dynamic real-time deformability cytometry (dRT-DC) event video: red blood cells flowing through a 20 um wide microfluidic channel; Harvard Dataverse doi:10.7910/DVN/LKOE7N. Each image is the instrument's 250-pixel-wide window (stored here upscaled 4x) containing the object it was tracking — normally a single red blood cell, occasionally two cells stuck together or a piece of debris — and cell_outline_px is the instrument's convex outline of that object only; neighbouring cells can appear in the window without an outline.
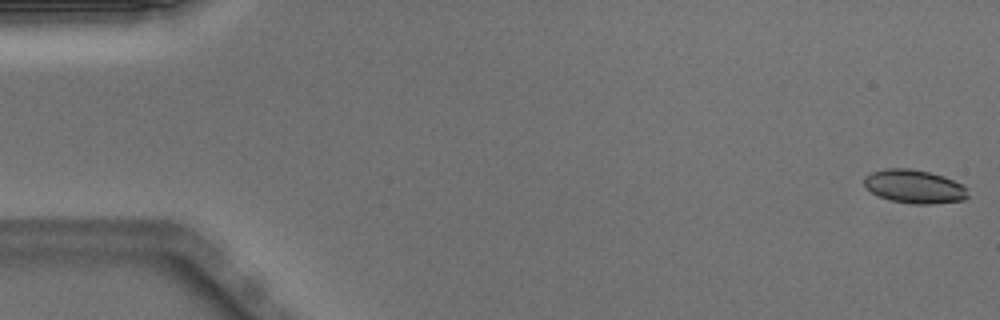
{"species": "Egyptian fruit bat (a non-hibernating species)", "species_latin": "Rousettus aegyptiacus", "temperature_condition": "warm", "stored_images_in_passage": 50, "camera_frame_rate_fps": 3000, "um_per_image_px": 0.085, "animal": {"sex": "male"}, "frame": {"image": 1, "passage_image": 1, "time_ms": 0.0, "image_size_px": [1000, 320], "cell_outline_px": [[968, 196], [964, 200], [932, 204], [912, 204], [892, 200], [880, 196], [872, 192], [864, 184], [864, 176], [872, 172], [884, 168], [908, 168], [928, 172], [944, 176], [968, 188]], "centroid_in_image_um": [77.73, 15.85], "position_along_channel_um": 7.3, "area_um2": 20.17}}
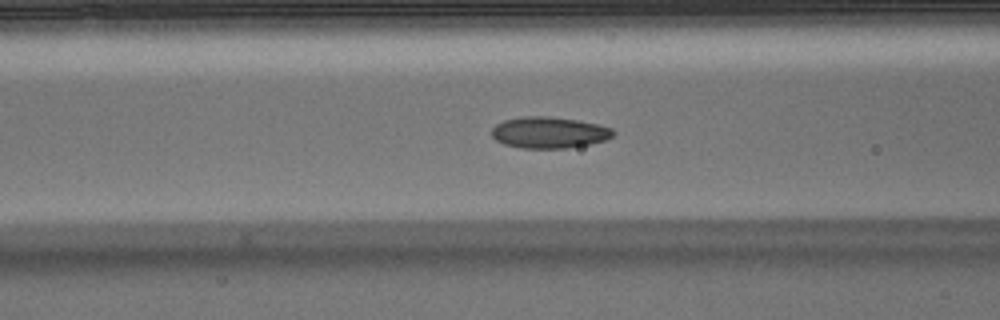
{"frame": {"image": 2, "passage_image": 20, "time_ms": 6.333, "image_size_px": [1000, 320], "cell_outline_px": [[616, 132], [612, 136], [604, 140], [588, 144], [568, 148], [520, 148], [504, 144], [496, 140], [492, 136], [492, 128], [496, 124], [504, 120], [520, 116], [548, 116], [576, 120], [596, 124], [612, 128]], "centroid_in_image_um": [46.64, 11.26], "position_along_channel_um": 120.0, "area_um2": 22.14}}
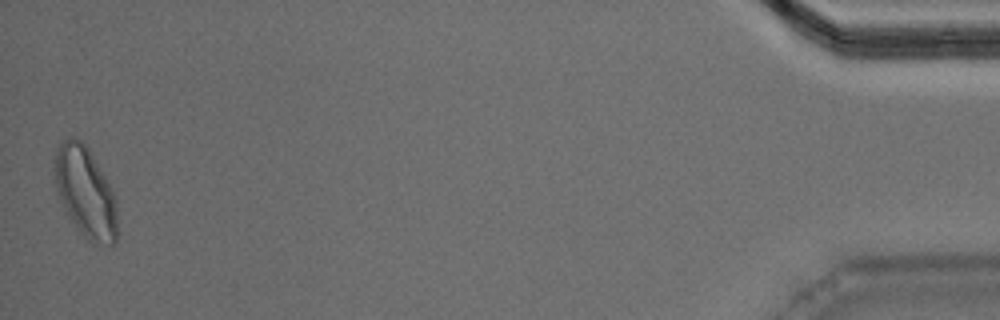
{"frame": {"image": 3, "passage_image": 50, "time_ms": 16.333, "image_size_px": [1000, 320], "cell_outline_px": [[116, 244], [96, 244], [88, 240], [84, 236], [68, 216], [56, 188], [56, 148], [60, 140], [68, 136], [76, 136], [88, 148], [104, 176], [116, 200]], "centroid_in_image_um": [7.25, 16.32], "position_along_channel_um": 427.9, "area_um2": 32.43}, "authors_computed_cell_mechanics": {"area_um2": 21.5016, "velocity_mm_per_s": 4.0014, "shape_relaxation_time_tau1_ms": 4.279, "shape_relaxation_time_tau2_ms": 1.6724, "deformation_change_tau1": 0.1362, "deformation_change_tau2": 0.0679}}